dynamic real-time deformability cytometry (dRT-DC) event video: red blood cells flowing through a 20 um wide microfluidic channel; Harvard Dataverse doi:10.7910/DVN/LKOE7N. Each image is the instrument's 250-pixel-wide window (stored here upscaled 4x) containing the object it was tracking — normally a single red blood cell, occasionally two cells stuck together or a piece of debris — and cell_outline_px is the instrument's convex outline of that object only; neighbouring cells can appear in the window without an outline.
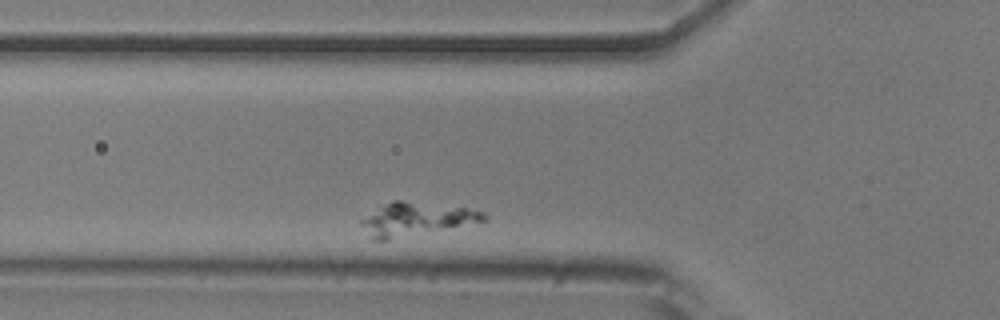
{"species": "common noctule bat (a hibernating species)", "species_latin": "Nyctalus noctula", "temperature_condition": "room temperature", "stored_images_in_passage": 33, "camera_frame_rate_fps": 3000, "um_per_image_px": 0.085, "animal": {"sex": "male", "body_mass_g": 20.5, "forearm_length_mm": 52.5}, "frame": {"image": 1, "passage_image": 5, "time_ms": 1.333, "image_size_px": [1000, 320], "cell_outline_px": [[488, 220], [388, 240], [372, 240], [360, 224], [360, 220], [380, 204], [392, 200], [400, 200], [468, 208], [484, 212], [488, 216]], "centroid_in_image_um": [35.31, 18.61], "position_along_channel_um": 90.5, "area_um2": 23.64}}
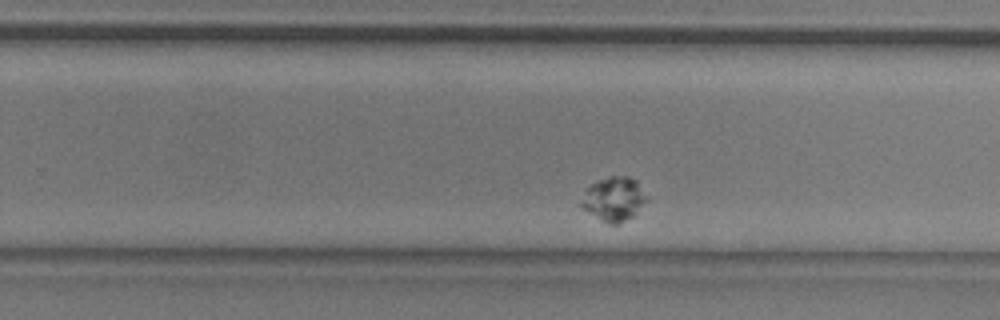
{"frame": {"image": 2, "passage_image": 22, "time_ms": 7.0, "image_size_px": [1000, 320], "cell_outline_px": [[648, 200], [636, 216], [620, 224], [608, 224], [584, 208], [580, 204], [584, 188], [600, 180], [612, 176], [628, 176], [636, 180], [648, 196]], "centroid_in_image_um": [52.23, 16.93], "position_along_channel_um": 277.6, "area_um2": 16.99}}
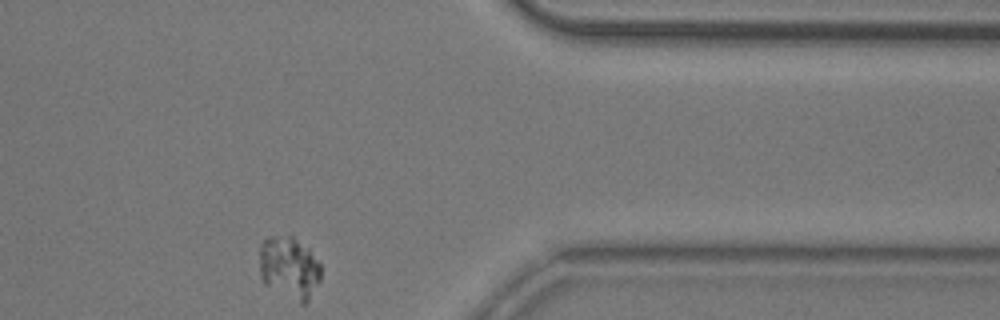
{"frame": {"image": 3, "passage_image": 33, "time_ms": 10.667, "image_size_px": [1000, 320], "cell_outline_px": [[320, 280], [308, 300], [304, 304], [300, 304], [264, 284], [260, 276], [260, 248], [264, 240], [268, 236], [292, 236], [308, 248], [320, 264]], "centroid_in_image_um": [24.57, 22.76], "position_along_channel_um": 386.8, "area_um2": 22.2}}